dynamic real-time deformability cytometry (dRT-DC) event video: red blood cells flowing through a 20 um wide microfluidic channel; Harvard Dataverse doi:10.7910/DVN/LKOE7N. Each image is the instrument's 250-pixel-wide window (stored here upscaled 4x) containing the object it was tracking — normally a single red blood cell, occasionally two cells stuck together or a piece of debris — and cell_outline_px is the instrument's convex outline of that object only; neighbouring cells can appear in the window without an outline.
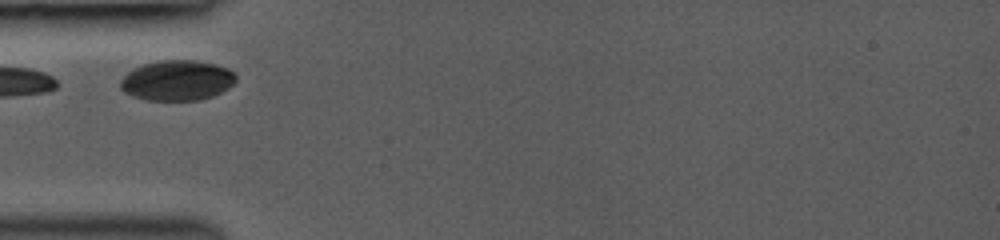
{"species": "common noctule bat (a hibernating species)", "species_latin": "Nyctalus noctula", "temperature_condition": "room temperature", "stored_images_in_passage": 7, "camera_frame_rate_fps": 3000, "um_per_image_px": 0.085, "animal": {"sex": "female", "body_mass_g": 19.0, "forearm_length_mm": 53.3}, "frame": {"image": 1, "passage_image": 1, "time_ms": 0.0, "image_size_px": [1000, 240], "cell_outline_px": [[236, 80], [228, 88], [212, 96], [200, 100], [148, 100], [132, 96], [124, 92], [120, 88], [120, 80], [132, 68], [144, 64], [160, 60], [196, 60], [216, 64], [228, 68], [236, 76]], "centroid_in_image_um": [15.03, 6.83], "position_along_channel_um": 70.0, "area_um2": 27.17}}
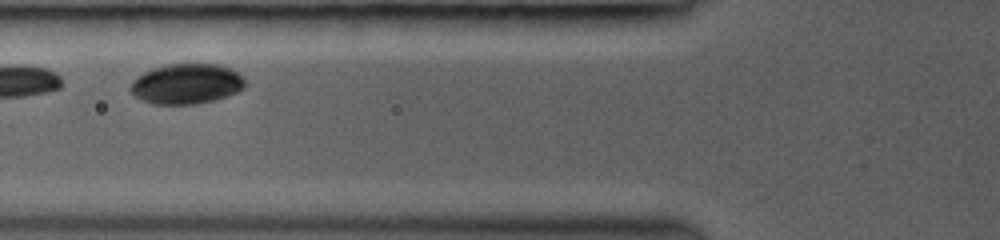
{"frame": {"image": 2, "passage_image": 3, "time_ms": 1.0, "image_size_px": [1000, 240], "cell_outline_px": [[244, 88], [236, 92], [212, 100], [196, 104], [152, 104], [140, 100], [128, 88], [144, 72], [152, 68], [164, 64], [220, 64], [232, 68], [244, 76]], "centroid_in_image_um": [15.87, 7.11], "position_along_channel_um": 109.9, "area_um2": 26.82}}
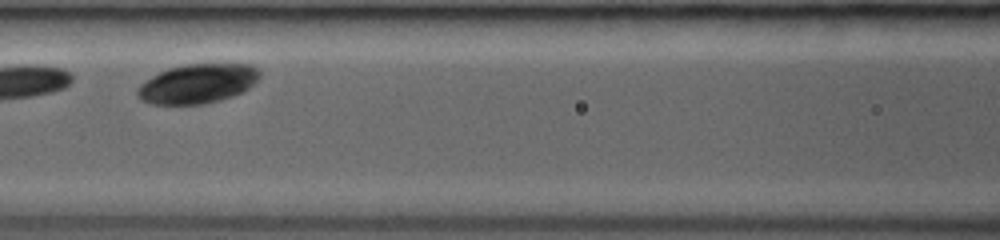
{"frame": {"image": 3, "passage_image": 5, "time_ms": 2.0, "image_size_px": [1000, 240], "cell_outline_px": [[260, 76], [256, 84], [244, 92], [220, 100], [204, 104], [152, 104], [140, 100], [136, 92], [136, 88], [144, 80], [168, 68], [184, 64], [252, 64], [260, 72]], "centroid_in_image_um": [16.8, 7.11], "position_along_channel_um": 149.8, "area_um2": 28.38}}